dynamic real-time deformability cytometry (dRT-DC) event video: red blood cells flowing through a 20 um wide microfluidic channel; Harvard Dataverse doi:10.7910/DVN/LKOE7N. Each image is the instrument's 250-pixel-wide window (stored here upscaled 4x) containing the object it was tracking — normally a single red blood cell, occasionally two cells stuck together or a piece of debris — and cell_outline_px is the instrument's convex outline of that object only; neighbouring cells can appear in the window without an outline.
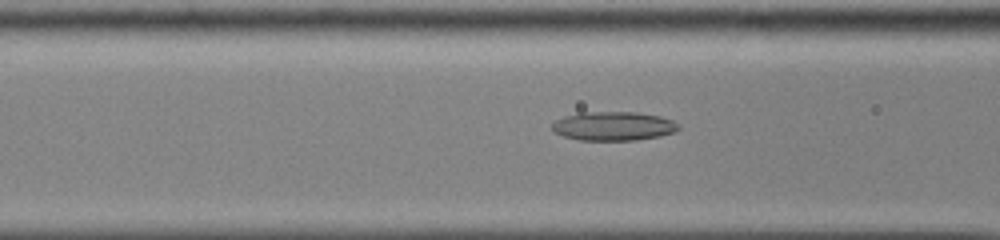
{"species": "common noctule bat (a hibernating species)", "species_latin": "Nyctalus noctula", "temperature_condition": "cold", "stored_images_in_passage": 24, "camera_frame_rate_fps": 3000, "um_per_image_px": 0.085, "animal": {"sex": "male", "body_mass_g": 13.0, "forearm_length_mm": 53.1}, "frame": {"image": 1, "passage_image": 24, "time_ms": 7.667, "image_size_px": [1000, 240], "cell_outline_px": [[680, 128], [676, 132], [660, 136], [636, 140], [580, 140], [564, 136], [556, 132], [552, 128], [552, 124], [556, 120], [564, 116], [580, 112], [636, 112], [660, 116], [672, 120], [680, 124]], "centroid_in_image_um": [52.18, 10.71], "position_along_channel_um": 114.4, "area_um2": 21.39}}